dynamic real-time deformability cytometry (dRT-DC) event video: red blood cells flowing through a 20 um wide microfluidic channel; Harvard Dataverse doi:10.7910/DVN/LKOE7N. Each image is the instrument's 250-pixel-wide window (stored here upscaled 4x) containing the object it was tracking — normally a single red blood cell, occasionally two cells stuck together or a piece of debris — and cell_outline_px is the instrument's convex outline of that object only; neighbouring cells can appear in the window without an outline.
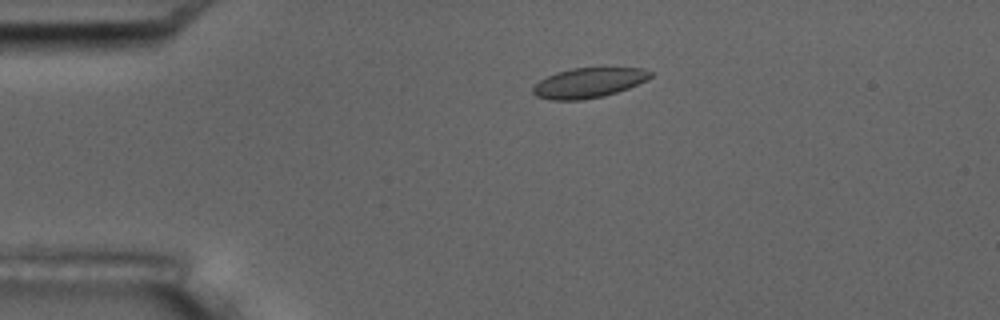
{"species": "common noctule bat (a hibernating species)", "species_latin": "Nyctalus noctula", "temperature_condition": "room temperature", "stored_images_in_passage": 6, "camera_frame_rate_fps": 3000, "um_per_image_px": 0.085, "animal": {"sex": "male", "body_mass_g": 17.5, "forearm_length_mm": 52.3}, "frame": {"image": 1, "passage_image": 3, "time_ms": 2.333, "image_size_px": [1000, 320], "cell_outline_px": [[652, 76], [648, 80], [628, 88], [604, 96], [580, 100], [552, 100], [536, 96], [532, 92], [532, 88], [540, 80], [556, 72], [572, 68], [604, 64], [644, 68], [652, 72]], "centroid_in_image_um": [50.12, 6.97], "position_along_channel_um": 34.9, "area_um2": 21.5}}
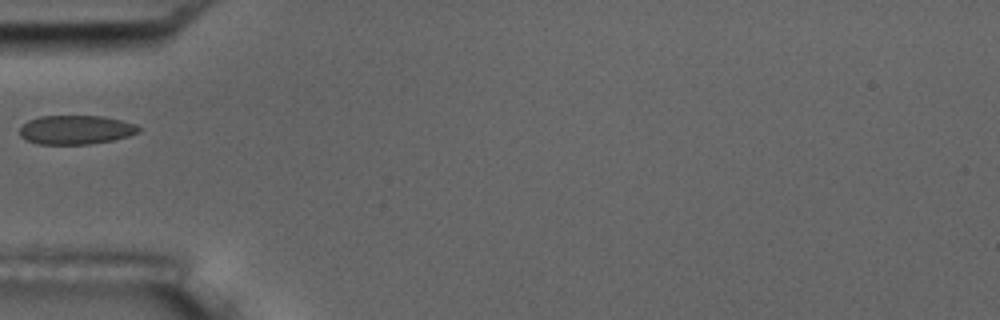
{"frame": {"image": 2, "passage_image": 5, "time_ms": 4.667, "image_size_px": [1000, 320], "cell_outline_px": [[140, 132], [128, 136], [112, 140], [88, 144], [36, 144], [20, 136], [20, 128], [28, 120], [40, 116], [100, 116], [124, 120], [136, 124], [140, 128]], "centroid_in_image_um": [6.46, 11.03], "position_along_channel_um": 78.5, "area_um2": 20.11}}